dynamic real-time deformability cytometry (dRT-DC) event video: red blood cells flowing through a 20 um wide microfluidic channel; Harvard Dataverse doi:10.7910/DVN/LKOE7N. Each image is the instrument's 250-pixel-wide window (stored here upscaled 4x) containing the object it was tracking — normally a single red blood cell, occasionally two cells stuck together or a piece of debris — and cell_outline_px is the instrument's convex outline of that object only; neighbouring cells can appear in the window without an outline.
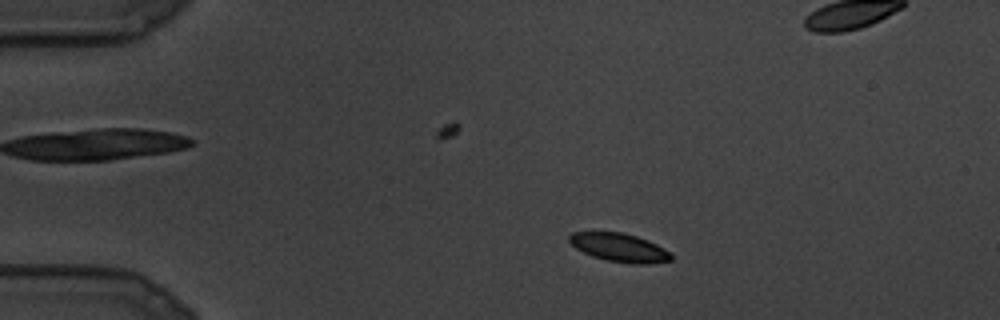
{"species": "common noctule bat (a hibernating species)", "species_latin": "Nyctalus noctula", "temperature_condition": "cold", "stored_images_in_passage": 14, "camera_frame_rate_fps": 3000, "um_per_image_px": 0.085, "animal": {"sex": "male", "body_mass_g": 19.5, "forearm_length_mm": 54.6}, "frame": {"image": 1, "passage_image": 4, "time_ms": 1.0, "image_size_px": [1000, 320], "cell_outline_px": [[672, 260], [648, 264], [632, 264], [604, 260], [592, 256], [576, 248], [568, 240], [568, 236], [572, 232], [624, 232], [648, 240], [656, 244], [668, 252], [672, 256]], "centroid_in_image_um": [52.63, 21.04], "position_along_channel_um": 32.4, "area_um2": 16.88}}
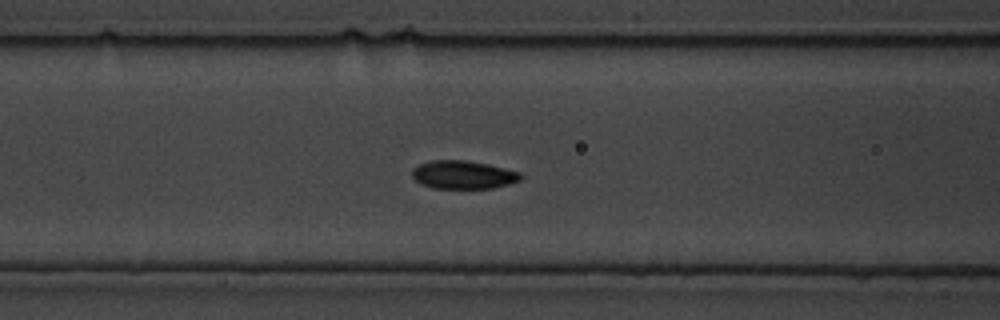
{"frame": {"image": 2, "passage_image": 10, "time_ms": 3.0, "image_size_px": [1000, 320], "cell_outline_px": [[524, 176], [520, 180], [508, 184], [492, 188], [432, 188], [420, 184], [412, 176], [412, 168], [420, 164], [432, 160], [464, 160], [488, 164], [520, 172]], "centroid_in_image_um": [39.36, 14.85], "position_along_channel_um": 127.2, "area_um2": 17.86}}
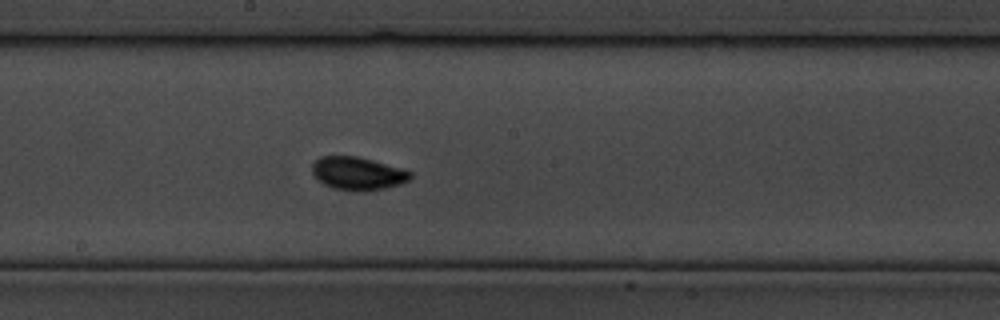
{"frame": {"image": 3, "passage_image": 14, "time_ms": 4.333, "image_size_px": [1000, 320], "cell_outline_px": [[412, 176], [408, 180], [400, 184], [384, 188], [360, 192], [332, 188], [324, 184], [312, 172], [312, 164], [320, 156], [356, 156], [372, 160], [400, 168], [412, 172]], "centroid_in_image_um": [30.4, 14.74], "position_along_channel_um": 217.8, "area_um2": 18.73}}